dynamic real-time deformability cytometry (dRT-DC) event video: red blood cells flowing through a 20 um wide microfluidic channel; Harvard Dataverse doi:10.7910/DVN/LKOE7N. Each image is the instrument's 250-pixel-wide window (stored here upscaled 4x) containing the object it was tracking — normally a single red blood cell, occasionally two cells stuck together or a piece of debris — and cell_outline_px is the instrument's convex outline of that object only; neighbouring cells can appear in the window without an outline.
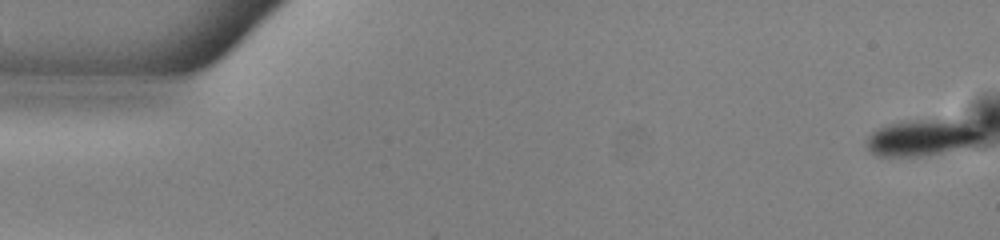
{"species": "common noctule bat (a hibernating species)", "species_latin": "Nyctalus noctula", "temperature_condition": "warm", "stored_images_in_passage": 53, "camera_frame_rate_fps": 3000, "um_per_image_px": 0.085, "animal": {"sex": "male", "body_mass_g": 13.0, "forearm_length_mm": 53.1}, "frame": {"image": 1, "passage_image": 1, "time_ms": 0.0, "image_size_px": [1000, 240], "cell_outline_px": [[984, 136], [976, 144], [940, 152], [920, 156], [876, 156], [864, 144], [868, 136], [876, 128], [900, 120], [952, 120], [968, 124], [984, 132]], "centroid_in_image_um": [78.32, 11.7], "position_along_channel_um": 6.7, "area_um2": 24.28}}
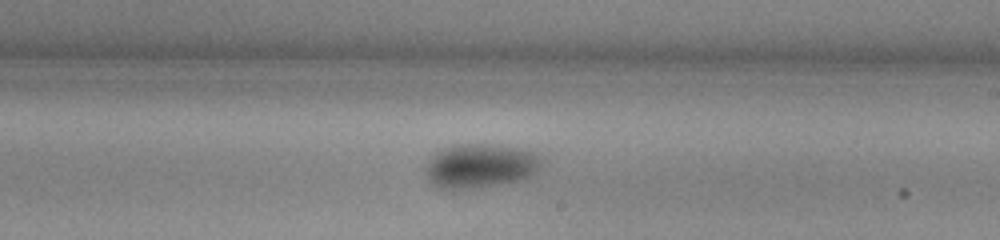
{"frame": {"image": 2, "passage_image": 31, "time_ms": 10.0, "image_size_px": [1000, 240], "cell_outline_px": [[544, 160], [524, 180], [452, 192], [440, 188], [428, 180], [424, 168], [428, 160], [436, 152], [452, 144], [496, 144], [524, 148], [536, 152]], "centroid_in_image_um": [40.79, 14.1], "position_along_channel_um": 248.2, "area_um2": 30.58}}
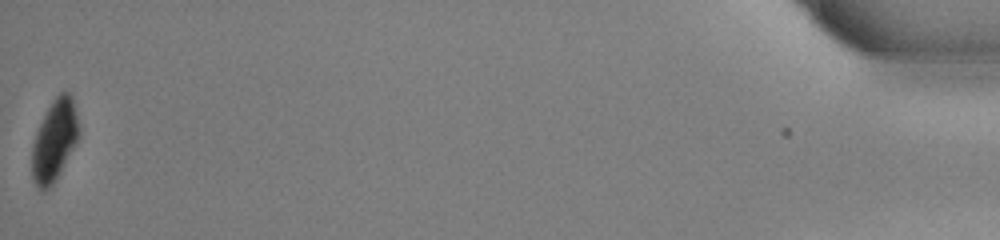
{"frame": {"image": 3, "passage_image": 53, "time_ms": 17.333, "image_size_px": [1000, 240], "cell_outline_px": [[80, 136], [76, 144], [52, 184], [44, 192], [36, 188], [32, 180], [32, 144], [36, 132], [52, 100], [60, 92], [68, 92], [72, 96], [80, 128]], "centroid_in_image_um": [4.63, 11.95], "position_along_channel_um": 430.6, "area_um2": 22.2}}